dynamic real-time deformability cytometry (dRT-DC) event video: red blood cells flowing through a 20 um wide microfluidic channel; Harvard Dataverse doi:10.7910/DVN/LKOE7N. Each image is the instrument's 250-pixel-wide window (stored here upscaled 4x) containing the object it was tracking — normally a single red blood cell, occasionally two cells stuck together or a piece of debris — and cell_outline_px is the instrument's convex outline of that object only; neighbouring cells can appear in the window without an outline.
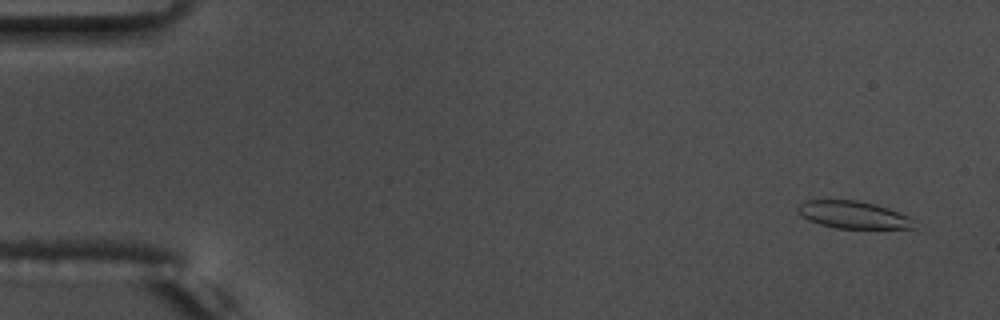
{"species": "common noctule bat (a hibernating species)", "species_latin": "Nyctalus noctula", "temperature_condition": "warm", "stored_images_in_passage": 57, "camera_frame_rate_fps": 3000, "um_per_image_px": 0.085, "animal": {"sex": "male", "body_mass_g": 17.5, "forearm_length_mm": 52.3}, "frame": {"image": 1, "passage_image": 4, "time_ms": 1.0, "image_size_px": [1000, 320], "cell_outline_px": [[916, 228], [836, 228], [820, 224], [808, 220], [796, 208], [804, 200], [856, 200], [888, 208], [908, 216], [912, 220]], "centroid_in_image_um": [72.51, 18.25], "position_along_channel_um": 12.5, "area_um2": 18.21}}
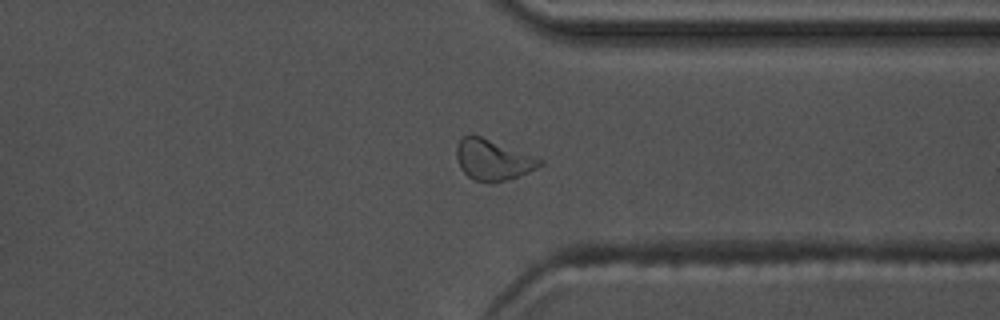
{"frame": {"image": 2, "passage_image": 44, "time_ms": 14.333, "image_size_px": [1000, 320], "cell_outline_px": [[544, 164], [528, 172], [508, 180], [492, 184], [488, 184], [472, 180], [460, 168], [456, 156], [456, 144], [464, 136], [480, 136], [536, 156], [544, 160]], "centroid_in_image_um": [41.9, 13.62], "position_along_channel_um": 369.5, "area_um2": 20.0}}
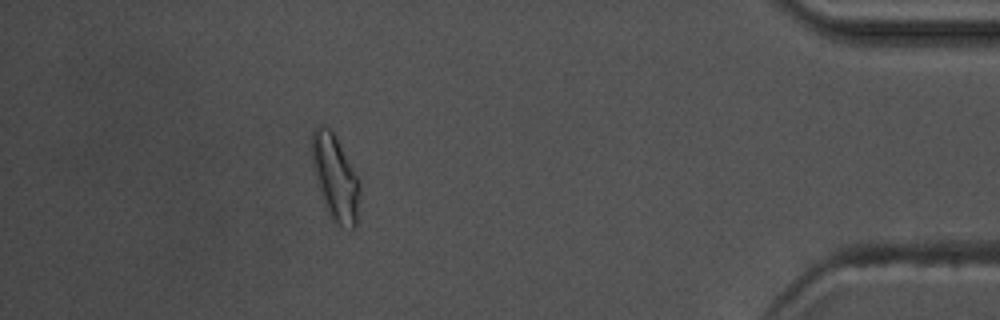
{"frame": {"image": 3, "passage_image": 51, "time_ms": 16.667, "image_size_px": [1000, 320], "cell_outline_px": [[360, 188], [356, 228], [352, 228], [336, 224], [332, 220], [324, 204], [316, 180], [312, 160], [312, 132], [320, 124], [328, 128], [336, 136], [360, 180]], "centroid_in_image_um": [28.51, 15.11], "position_along_channel_um": 406.7, "area_um2": 23.7}, "authors_computed_cell_mechanics": {"area_um2": 19.1896, "velocity_mm_per_s": 3.6844, "shape_relaxation_time_tau1_ms": 7.2272, "shape_relaxation_time_tau2_ms": 1.9472, "deformation_change_tau1": 0.1885, "deformation_change_tau2": 0.0905}}